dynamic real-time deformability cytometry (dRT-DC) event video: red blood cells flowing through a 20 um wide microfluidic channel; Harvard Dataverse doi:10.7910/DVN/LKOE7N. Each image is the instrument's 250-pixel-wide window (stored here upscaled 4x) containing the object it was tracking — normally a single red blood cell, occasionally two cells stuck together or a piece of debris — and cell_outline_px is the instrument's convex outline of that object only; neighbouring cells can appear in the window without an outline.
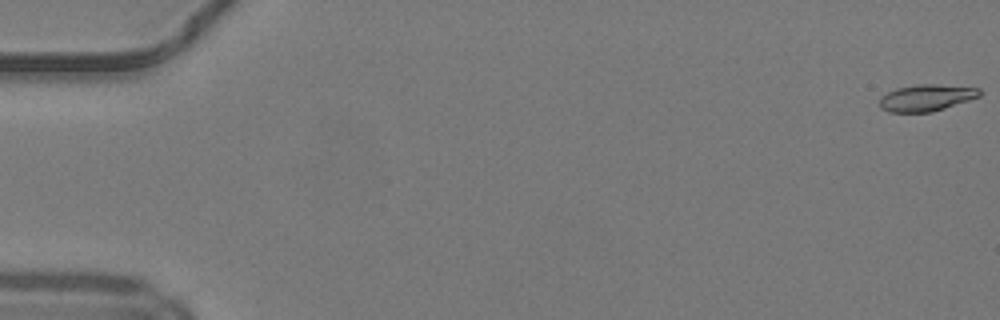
{"species": "common noctule bat (a hibernating species)", "species_latin": "Nyctalus noctula", "temperature_condition": "warm", "stored_images_in_passage": 50, "camera_frame_rate_fps": 3000, "um_per_image_px": 0.085, "animal": {"sex": "male", "body_mass_g": 19.2, "forearm_length_mm": 51.8}, "frame": {"image": 1, "passage_image": 1, "time_ms": 0.0, "image_size_px": [1000, 320], "cell_outline_px": [[980, 96], [932, 112], [888, 112], [880, 108], [880, 96], [896, 88], [916, 84], [936, 84], [980, 88]], "centroid_in_image_um": [78.7, 8.3], "position_along_channel_um": 6.3, "area_um2": 15.49}}
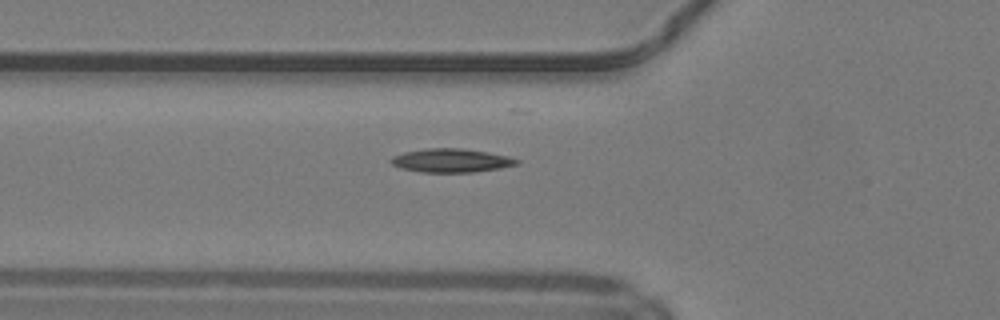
{"frame": {"image": 2, "passage_image": 19, "time_ms": 6.0, "image_size_px": [1000, 320], "cell_outline_px": [[520, 164], [500, 168], [472, 172], [420, 172], [400, 168], [392, 164], [388, 160], [392, 156], [404, 152], [428, 148], [460, 148], [488, 152], [508, 156], [520, 160]], "centroid_in_image_um": [38.34, 13.64], "position_along_channel_um": 87.5, "area_um2": 17.4}}
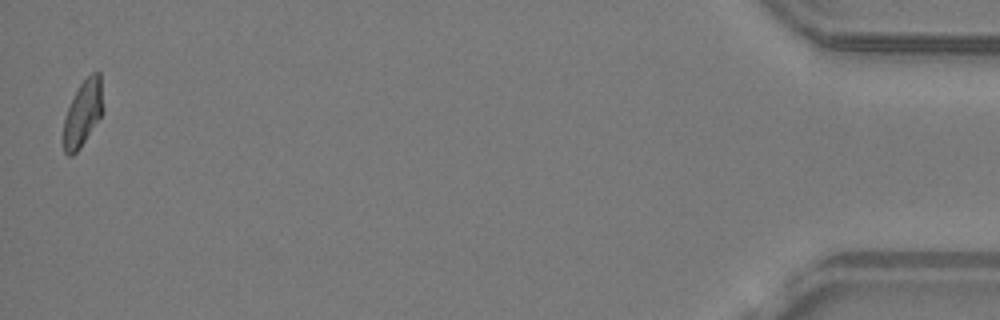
{"frame": {"image": 3, "passage_image": 50, "time_ms": 16.333, "image_size_px": [1000, 320], "cell_outline_px": [[104, 112], [80, 148], [72, 156], [68, 156], [64, 152], [64, 120], [68, 108], [80, 84], [92, 72], [100, 72], [104, 108]], "centroid_in_image_um": [7.08, 9.62], "position_along_channel_um": 428.1, "area_um2": 15.14}, "authors_computed_cell_mechanics": {"area_um2": 16.0973, "velocity_mm_per_s": 4.1952, "shape_relaxation_time_tau1_ms": 8.3051, "shape_relaxation_time_tau2_ms": 2.606, "deformation_change_tau1": 0.1883, "deformation_change_tau2": 0.0754}}